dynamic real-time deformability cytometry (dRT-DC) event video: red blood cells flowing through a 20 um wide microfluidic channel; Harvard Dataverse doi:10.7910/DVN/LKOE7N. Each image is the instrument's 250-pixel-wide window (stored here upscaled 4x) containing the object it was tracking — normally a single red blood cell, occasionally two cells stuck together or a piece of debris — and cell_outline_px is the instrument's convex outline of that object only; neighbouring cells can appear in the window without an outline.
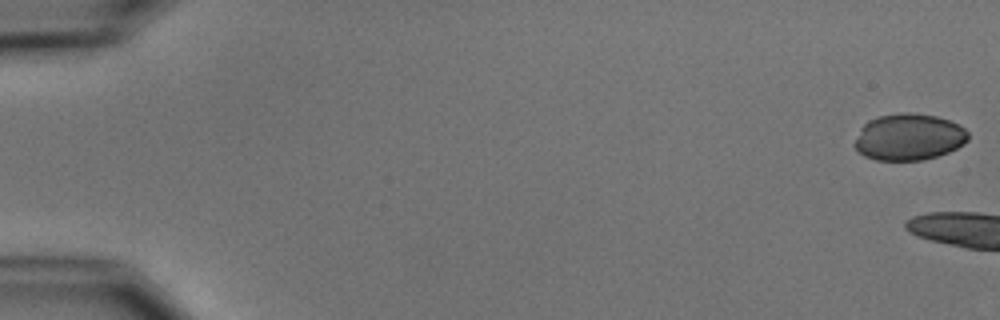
{"species": "common noctule bat (a hibernating species)", "species_latin": "Nyctalus noctula", "temperature_condition": "cold", "stored_images_in_passage": 3, "camera_frame_rate_fps": 3000, "um_per_image_px": 0.085, "animal": {"sex": "male", "body_mass_g": 15.6}, "frame": {"image": 1, "passage_image": 1, "time_ms": 0.0, "image_size_px": [1000, 320], "cell_outline_px": [[968, 140], [964, 144], [948, 152], [924, 160], [876, 160], [864, 156], [852, 144], [860, 128], [868, 120], [880, 116], [900, 112], [912, 112], [936, 116], [960, 124], [968, 132]], "centroid_in_image_um": [77.24, 11.64], "position_along_channel_um": 7.8, "area_um2": 31.04}}